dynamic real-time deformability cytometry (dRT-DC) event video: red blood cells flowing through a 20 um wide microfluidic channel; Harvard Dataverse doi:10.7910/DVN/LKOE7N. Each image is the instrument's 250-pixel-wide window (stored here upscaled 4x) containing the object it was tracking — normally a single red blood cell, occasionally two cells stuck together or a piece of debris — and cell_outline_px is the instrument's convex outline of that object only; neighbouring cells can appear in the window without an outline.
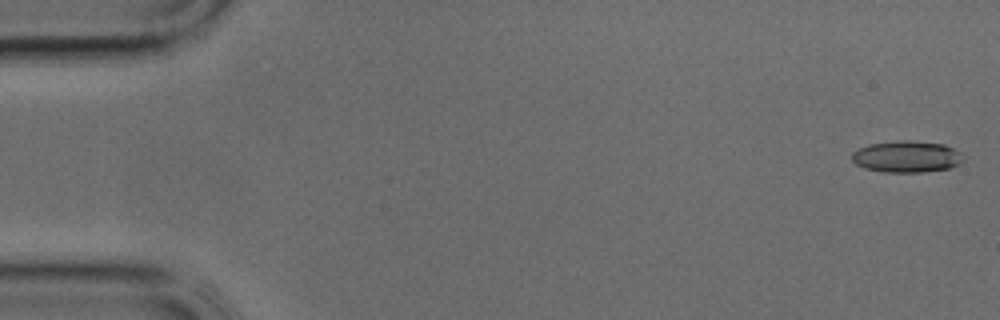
{"species": "common noctule bat (a hibernating species)", "species_latin": "Nyctalus noctula", "temperature_condition": "cold", "stored_images_in_passage": 35, "camera_frame_rate_fps": 3000, "um_per_image_px": 0.085, "animal": {"sex": "male", "body_mass_g": 17.9, "forearm_length_mm": 54.2}, "frame": {"image": 1, "passage_image": 1, "time_ms": 0.0, "image_size_px": [1000, 320], "cell_outline_px": [[964, 160], [960, 164], [948, 168], [924, 172], [884, 172], [864, 168], [856, 164], [852, 160], [852, 152], [868, 144], [904, 140], [908, 140], [944, 144], [952, 148], [964, 156]], "centroid_in_image_um": [77.07, 13.32], "position_along_channel_um": 7.9, "area_um2": 20.46}}
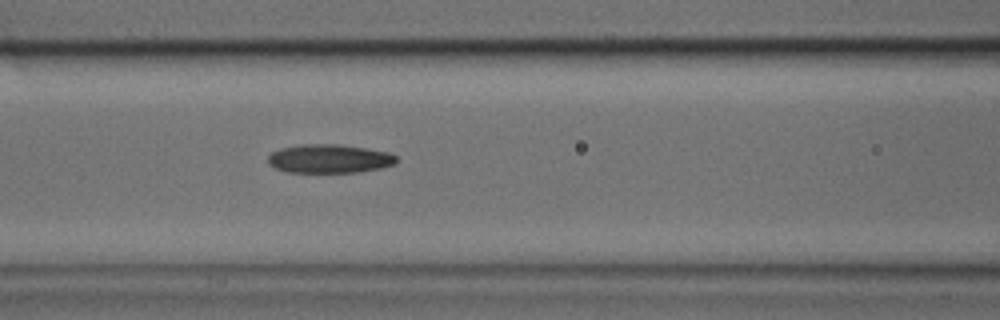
{"frame": {"image": 2, "passage_image": 16, "time_ms": 5.0, "image_size_px": [1000, 320], "cell_outline_px": [[396, 160], [392, 164], [380, 168], [356, 172], [288, 172], [276, 168], [268, 164], [268, 156], [272, 152], [280, 148], [300, 144], [340, 144], [368, 148], [388, 152], [396, 156]], "centroid_in_image_um": [27.96, 13.47], "position_along_channel_um": 138.6, "area_um2": 21.44}}
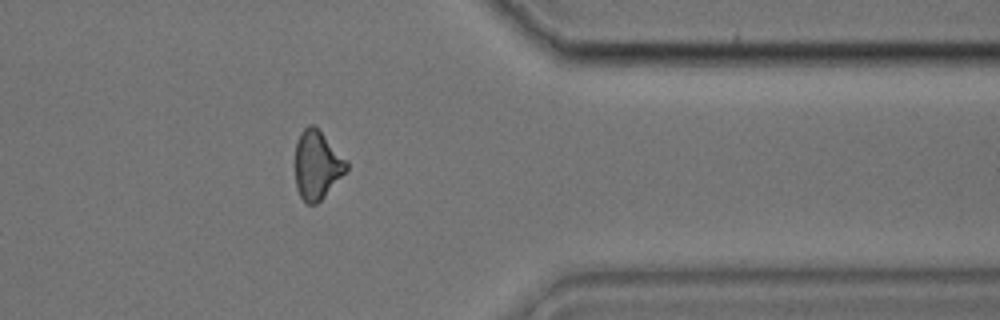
{"frame": {"image": 3, "passage_image": 31, "time_ms": 10.0, "image_size_px": [1000, 320], "cell_outline_px": [[348, 168], [324, 196], [316, 204], [308, 204], [300, 196], [296, 188], [296, 140], [300, 132], [308, 124], [316, 124], [348, 160]], "centroid_in_image_um": [26.95, 13.95], "position_along_channel_um": 384.4, "area_um2": 20.69}}